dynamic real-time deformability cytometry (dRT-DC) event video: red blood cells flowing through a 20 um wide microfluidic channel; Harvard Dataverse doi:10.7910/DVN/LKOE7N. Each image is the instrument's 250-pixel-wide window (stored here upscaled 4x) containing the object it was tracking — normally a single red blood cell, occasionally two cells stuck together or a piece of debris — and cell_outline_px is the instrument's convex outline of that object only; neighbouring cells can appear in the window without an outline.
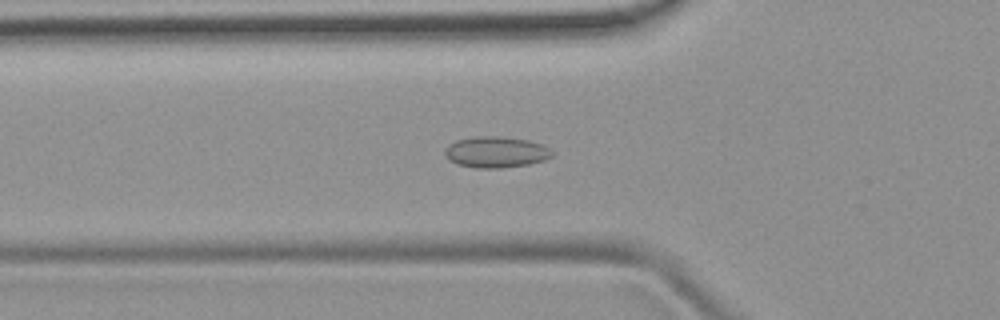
{"species": "common noctule bat (a hibernating species)", "species_latin": "Nyctalus noctula", "temperature_condition": "room temperature", "stored_images_in_passage": 34, "camera_frame_rate_fps": 3000, "um_per_image_px": 0.085, "animal": {"sex": "female", "body_mass_g": 19.9}, "frame": {"image": 1, "passage_image": 17, "time_ms": 5.333, "image_size_px": [1000, 320], "cell_outline_px": [[552, 156], [544, 160], [528, 164], [504, 168], [476, 168], [456, 164], [448, 160], [444, 156], [444, 152], [448, 144], [456, 140], [476, 136], [504, 136], [528, 140], [540, 144], [548, 148], [552, 152]], "centroid_in_image_um": [42.1, 12.93], "position_along_channel_um": 83.7, "area_um2": 19.59}}
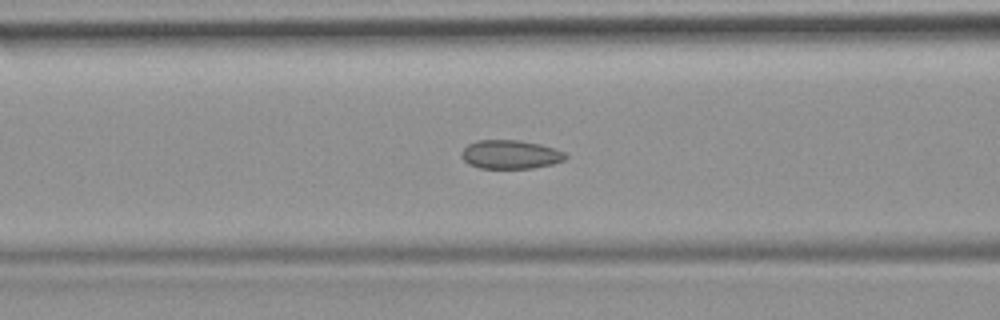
{"frame": {"image": 2, "passage_image": 20, "time_ms": 6.333, "image_size_px": [1000, 320], "cell_outline_px": [[568, 156], [564, 160], [552, 164], [532, 168], [480, 168], [468, 164], [460, 156], [460, 152], [468, 144], [476, 140], [520, 140], [540, 144], [564, 152]], "centroid_in_image_um": [43.35, 13.13], "position_along_channel_um": 123.3, "area_um2": 17.46}}
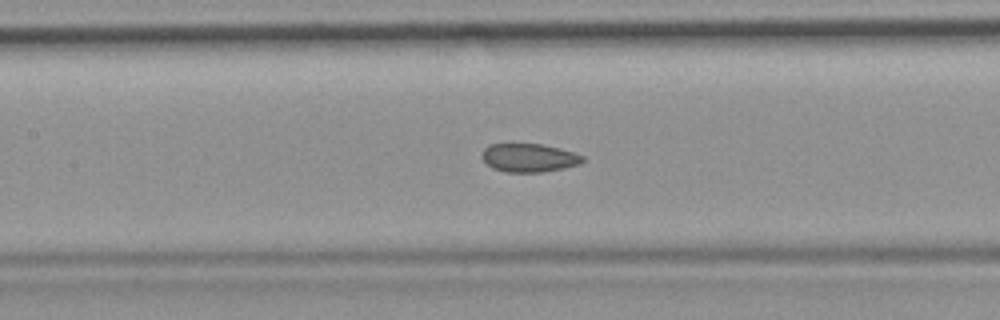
{"frame": {"image": 3, "passage_image": 23, "time_ms": 7.333, "image_size_px": [1000, 320], "cell_outline_px": [[584, 160], [580, 164], [564, 168], [540, 172], [504, 172], [492, 168], [484, 160], [484, 148], [488, 144], [540, 144], [560, 148], [584, 156]], "centroid_in_image_um": [44.99, 13.41], "position_along_channel_um": 162.4, "area_um2": 16.53}}